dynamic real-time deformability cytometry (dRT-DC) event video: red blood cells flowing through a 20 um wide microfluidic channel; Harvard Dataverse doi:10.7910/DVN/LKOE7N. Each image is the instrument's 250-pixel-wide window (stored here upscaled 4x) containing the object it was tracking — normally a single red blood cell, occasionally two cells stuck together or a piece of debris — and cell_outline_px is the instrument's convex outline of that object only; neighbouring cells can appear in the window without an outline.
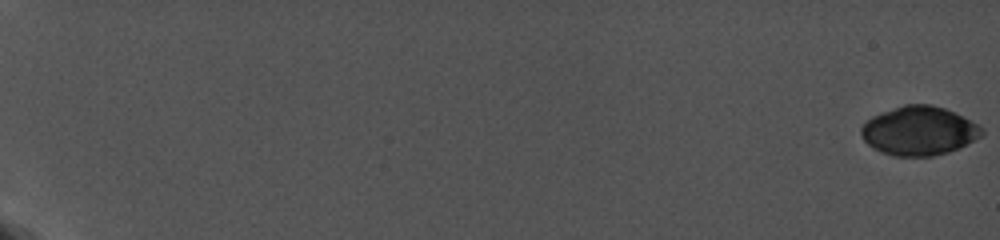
{"species": "common noctule bat (a hibernating species)", "species_latin": "Nyctalus noctula", "temperature_condition": "cold", "stored_images_in_passage": 35, "camera_frame_rate_fps": 5000, "um_per_image_px": 0.085, "animal": {"sex": "female", "body_mass_g": 19.0, "forearm_length_mm": 56.7}, "frame": {"image": 1, "passage_image": 1, "time_ms": 0.0, "image_size_px": [1000, 240], "cell_outline_px": [[984, 132], [980, 136], [968, 144], [960, 148], [948, 152], [932, 156], [892, 156], [872, 148], [860, 136], [860, 128], [872, 116], [880, 112], [904, 104], [932, 104], [956, 112], [964, 116], [984, 128]], "centroid_in_image_um": [78.12, 11.11], "position_along_channel_um": 6.9, "area_um2": 34.74}}